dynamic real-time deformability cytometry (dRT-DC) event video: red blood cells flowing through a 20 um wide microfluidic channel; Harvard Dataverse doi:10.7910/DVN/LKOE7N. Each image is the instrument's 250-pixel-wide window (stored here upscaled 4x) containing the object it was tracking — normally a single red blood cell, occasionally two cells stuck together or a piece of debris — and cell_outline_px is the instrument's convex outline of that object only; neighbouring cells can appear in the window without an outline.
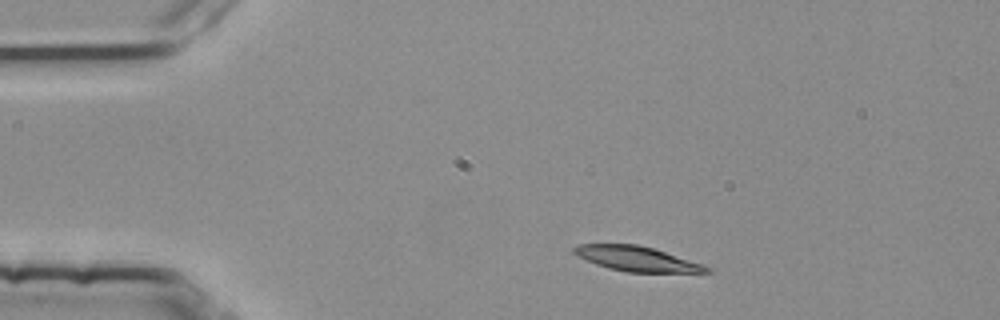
{"species": "common noctule bat (a hibernating species)", "species_latin": "Nyctalus noctula", "temperature_condition": "room temperature", "stored_images_in_passage": 2, "camera_frame_rate_fps": 3000, "um_per_image_px": 0.085, "animal": {"sex": "female", "body_mass_g": 25.1}, "frame": {"image": 1, "passage_image": 1, "time_ms": 0.0, "image_size_px": [1000, 320], "cell_outline_px": [[712, 272], [628, 272], [608, 268], [596, 264], [572, 252], [572, 248], [580, 244], [636, 244], [652, 248], [700, 264], [708, 268]], "centroid_in_image_um": [54.05, 21.99], "position_along_channel_um": 30.9, "area_um2": 18.55}}